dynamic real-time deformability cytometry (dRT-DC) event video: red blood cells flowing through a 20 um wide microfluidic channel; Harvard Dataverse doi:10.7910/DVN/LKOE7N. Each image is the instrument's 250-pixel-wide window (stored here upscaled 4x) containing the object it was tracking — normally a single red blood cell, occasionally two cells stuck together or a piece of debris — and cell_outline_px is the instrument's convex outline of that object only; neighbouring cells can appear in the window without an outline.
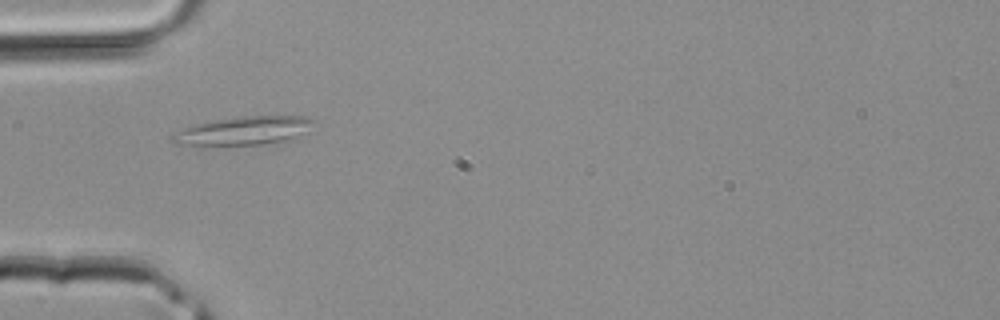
{"species": "common noctule bat (a hibernating species)", "species_latin": "Nyctalus noctula", "temperature_condition": "room temperature", "stored_images_in_passage": 3, "camera_frame_rate_fps": 3000, "um_per_image_px": 0.085, "animal": {"sex": "male", "body_mass_g": 20.4}, "frame": {"image": 1, "passage_image": 1, "time_ms": 0.0, "image_size_px": [1000, 320], "cell_outline_px": [[316, 120], [292, 136], [284, 140], [264, 144], [180, 144], [172, 140], [172, 136], [180, 128], [192, 124], [212, 120], [244, 116], [304, 116]], "centroid_in_image_um": [20.59, 11.08], "position_along_channel_um": 64.4, "area_um2": 22.31}}